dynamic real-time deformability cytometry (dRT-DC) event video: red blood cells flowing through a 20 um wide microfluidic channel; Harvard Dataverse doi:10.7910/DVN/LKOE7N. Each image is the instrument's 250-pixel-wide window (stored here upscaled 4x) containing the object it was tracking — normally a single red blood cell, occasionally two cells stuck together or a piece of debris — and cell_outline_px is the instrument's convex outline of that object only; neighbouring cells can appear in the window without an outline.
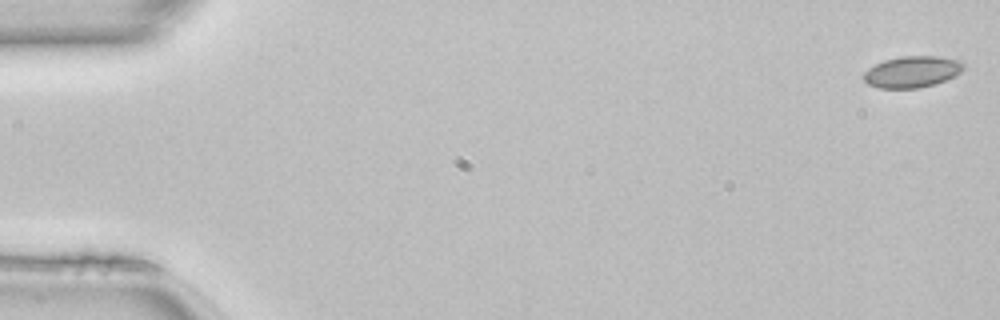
{"species": "common noctule bat (a hibernating species)", "species_latin": "Nyctalus noctula", "temperature_condition": "room temperature", "stored_images_in_passage": 50, "camera_frame_rate_fps": 3000, "um_per_image_px": 0.085, "animal": {"sex": "female", "body_mass_g": 22.7, "forearm_length_mm": 54.2}, "frame": {"image": 1, "passage_image": 1, "time_ms": 0.0, "image_size_px": [1000, 320], "cell_outline_px": [[964, 68], [960, 72], [944, 80], [920, 88], [880, 88], [868, 84], [864, 80], [864, 72], [868, 68], [884, 60], [900, 56], [936, 56], [960, 60], [964, 64]], "centroid_in_image_um": [77.51, 6.09], "position_along_channel_um": 7.5, "area_um2": 18.09}}
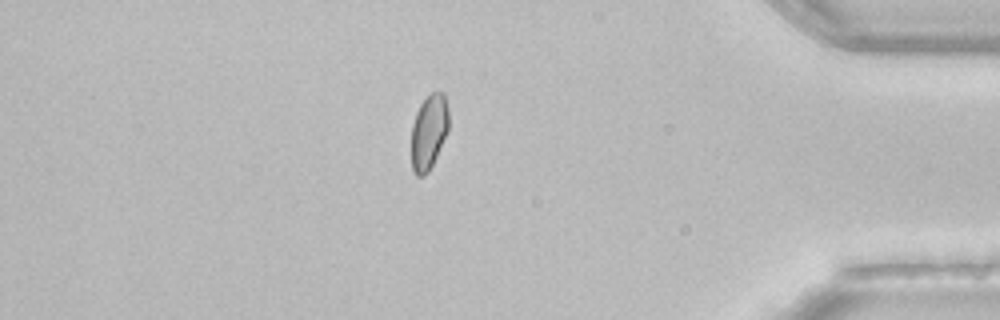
{"frame": {"image": 2, "passage_image": 43, "time_ms": 14.0, "image_size_px": [1000, 320], "cell_outline_px": [[448, 128], [436, 156], [428, 172], [424, 176], [416, 176], [412, 172], [412, 124], [416, 112], [420, 104], [432, 92], [444, 92], [448, 108]], "centroid_in_image_um": [36.44, 11.21], "position_along_channel_um": 398.8, "area_um2": 16.13}}
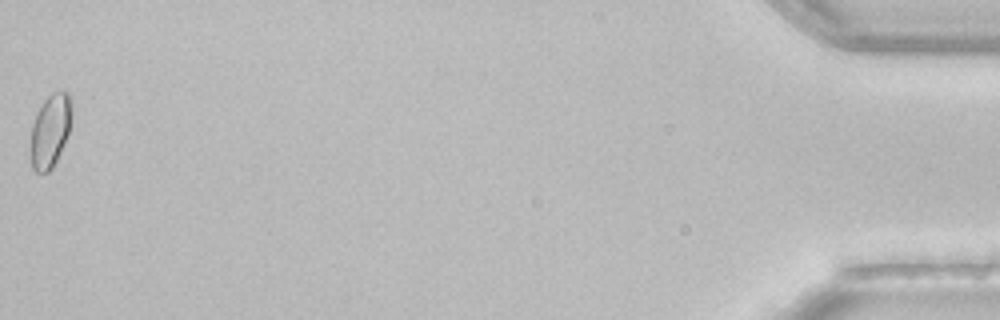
{"frame": {"image": 3, "passage_image": 50, "time_ms": 16.333, "image_size_px": [1000, 320], "cell_outline_px": [[72, 108], [68, 132], [60, 152], [52, 168], [48, 172], [36, 172], [32, 168], [32, 124], [36, 112], [44, 100], [52, 92], [68, 92], [72, 100]], "centroid_in_image_um": [4.28, 11.07], "position_along_channel_um": 430.9, "area_um2": 17.17}, "authors_computed_cell_mechanics": {"area_um2": 17.1955, "velocity_mm_per_s": 4.1265, "shape_relaxation_time_tau1_ms": 4.8537, "shape_relaxation_time_tau2_ms": 2.7255, "deformation_change_tau1": 0.0631, "deformation_change_tau2": 0.0551}}